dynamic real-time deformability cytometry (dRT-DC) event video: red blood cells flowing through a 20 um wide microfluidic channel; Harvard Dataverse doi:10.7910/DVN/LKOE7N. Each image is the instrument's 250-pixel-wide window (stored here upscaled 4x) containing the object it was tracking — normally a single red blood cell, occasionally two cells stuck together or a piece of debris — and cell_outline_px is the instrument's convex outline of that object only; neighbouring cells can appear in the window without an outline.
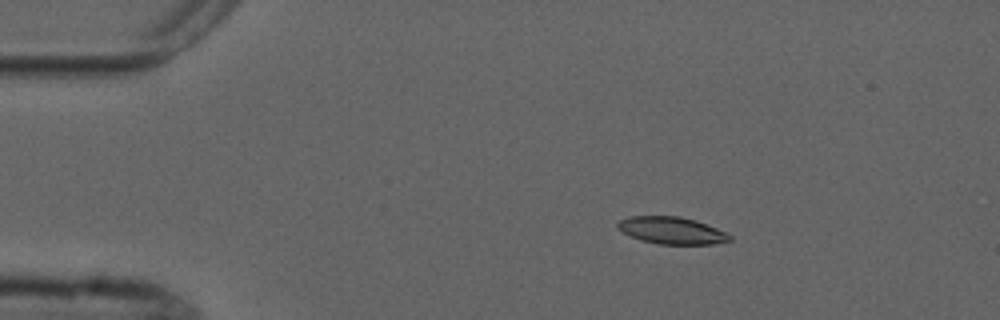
{"species": "common noctule bat (a hibernating species)", "species_latin": "Nyctalus noctula", "temperature_condition": "cold", "stored_images_in_passage": 4, "camera_frame_rate_fps": 3000, "um_per_image_px": 0.085, "animal": {"sex": "male", "forearm_length_mm": 52.5}, "frame": {"image": 1, "passage_image": 2, "time_ms": 1.0, "image_size_px": [1000, 320], "cell_outline_px": [[732, 240], [712, 244], [660, 244], [640, 240], [616, 228], [616, 224], [620, 220], [632, 216], [680, 216], [696, 220], [728, 232], [732, 236]], "centroid_in_image_um": [57.13, 19.58], "position_along_channel_um": 27.9, "area_um2": 17.74}}
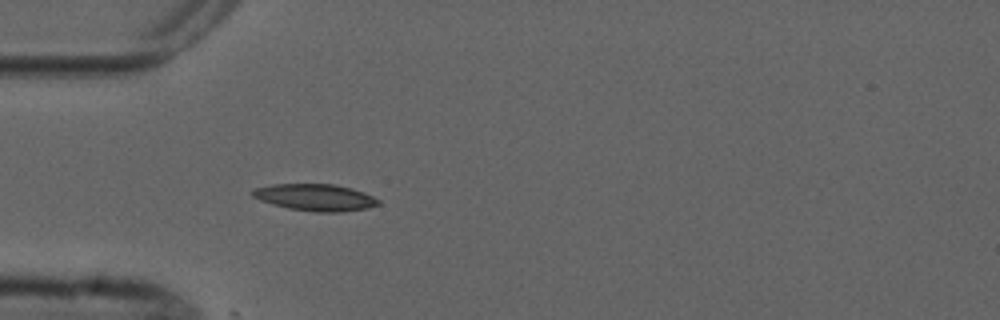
{"frame": {"image": 2, "passage_image": 4, "time_ms": 3.333, "image_size_px": [1000, 320], "cell_outline_px": [[380, 204], [368, 208], [340, 212], [316, 212], [288, 208], [272, 204], [260, 200], [252, 196], [252, 192], [256, 188], [272, 184], [332, 184], [352, 188], [364, 192], [380, 200]], "centroid_in_image_um": [26.82, 16.78], "position_along_channel_um": 58.2, "area_um2": 19.59}}